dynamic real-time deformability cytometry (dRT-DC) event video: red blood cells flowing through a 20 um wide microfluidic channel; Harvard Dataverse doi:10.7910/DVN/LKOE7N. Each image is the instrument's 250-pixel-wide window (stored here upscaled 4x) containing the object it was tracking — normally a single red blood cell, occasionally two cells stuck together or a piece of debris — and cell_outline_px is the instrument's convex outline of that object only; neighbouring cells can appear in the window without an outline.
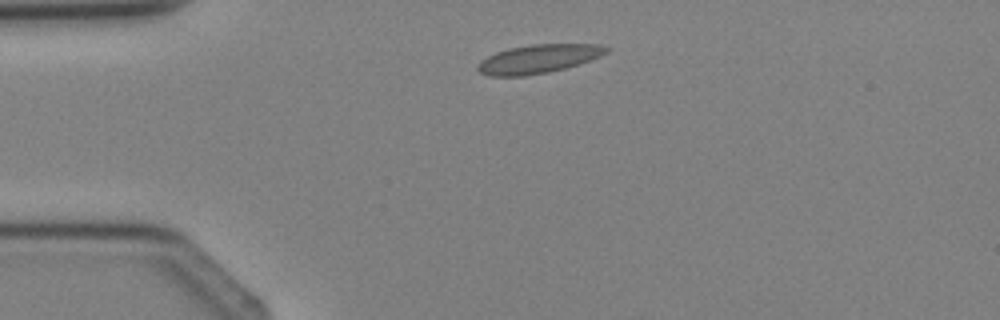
{"species": "Egyptian fruit bat (a non-hibernating species)", "species_latin": "Rousettus aegyptiacus", "temperature_condition": "cold", "stored_images_in_passage": 5, "camera_frame_rate_fps": 3000, "um_per_image_px": 0.085, "animal": {"sex": "female"}, "frame": {"image": 1, "passage_image": 5, "time_ms": 4.667, "image_size_px": [1000, 320], "cell_outline_px": [[612, 48], [608, 52], [600, 56], [564, 68], [548, 72], [524, 76], [488, 76], [480, 72], [476, 68], [480, 60], [496, 52], [508, 48], [532, 44], [596, 44]], "centroid_in_image_um": [45.73, 5.0], "position_along_channel_um": 39.3, "area_um2": 21.39}}